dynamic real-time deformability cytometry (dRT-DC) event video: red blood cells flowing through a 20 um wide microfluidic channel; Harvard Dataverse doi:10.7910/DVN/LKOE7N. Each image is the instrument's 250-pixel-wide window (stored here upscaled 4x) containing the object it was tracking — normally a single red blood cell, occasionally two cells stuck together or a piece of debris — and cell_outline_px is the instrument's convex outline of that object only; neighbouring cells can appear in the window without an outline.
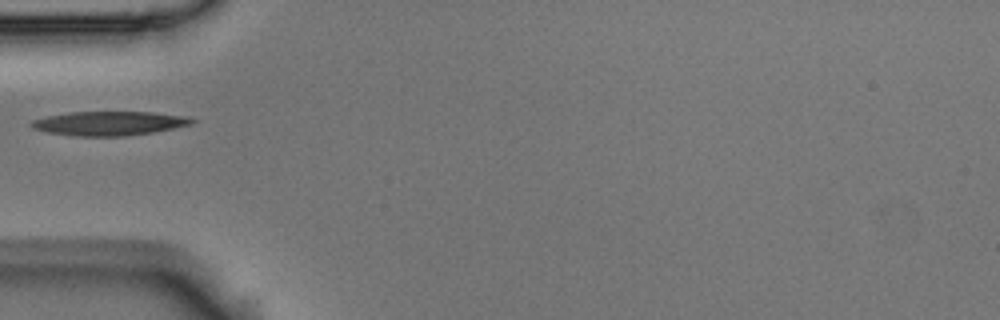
{"species": "Egyptian fruit bat (a non-hibernating species)", "species_latin": "Rousettus aegyptiacus", "temperature_condition": "room temperature", "stored_images_in_passage": 2, "camera_frame_rate_fps": 3000, "um_per_image_px": 0.085, "animal": {"sex": "male"}, "frame": {"image": 1, "passage_image": 1, "time_ms": 0.0, "image_size_px": [1000, 320], "cell_outline_px": [[196, 120], [192, 124], [152, 132], [124, 136], [76, 136], [48, 132], [32, 128], [28, 124], [32, 120], [48, 116], [68, 112], [152, 112], [188, 116]], "centroid_in_image_um": [9.27, 10.48], "position_along_channel_um": 75.7, "area_um2": 22.48}}
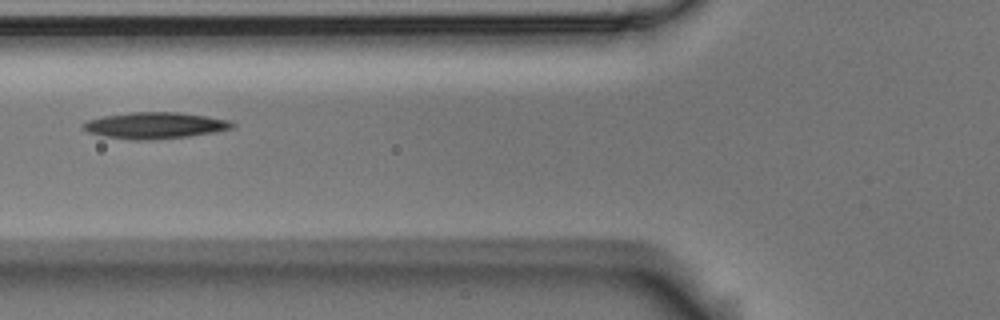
{"frame": {"image": 2, "passage_image": 2, "time_ms": 0.333, "image_size_px": [1000, 320], "cell_outline_px": [[236, 124], [232, 128], [216, 132], [188, 136], [152, 140], [136, 140], [104, 136], [88, 132], [80, 128], [80, 124], [88, 120], [104, 116], [132, 112], [176, 112], [232, 120]], "centroid_in_image_um": [13.16, 10.66], "position_along_channel_um": 112.6, "area_um2": 22.95}}